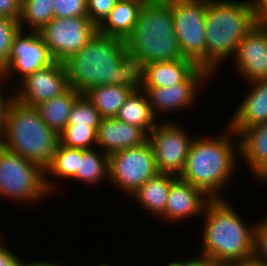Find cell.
Returning <instances> with one entry per match:
<instances>
[{"label":"cell","instance_id":"1","mask_svg":"<svg viewBox=\"0 0 267 266\" xmlns=\"http://www.w3.org/2000/svg\"><path fill=\"white\" fill-rule=\"evenodd\" d=\"M225 128L223 135L194 137L185 168L179 176L201 190L209 199H224L223 190H226L224 188L228 187L237 171V157L240 155L239 141L235 139L238 135L228 125Z\"/></svg>","mask_w":267,"mask_h":266},{"label":"cell","instance_id":"2","mask_svg":"<svg viewBox=\"0 0 267 266\" xmlns=\"http://www.w3.org/2000/svg\"><path fill=\"white\" fill-rule=\"evenodd\" d=\"M227 199H210L203 211L202 248L217 266H230L253 255L256 224L244 222ZM247 224V225H246Z\"/></svg>","mask_w":267,"mask_h":266},{"label":"cell","instance_id":"3","mask_svg":"<svg viewBox=\"0 0 267 266\" xmlns=\"http://www.w3.org/2000/svg\"><path fill=\"white\" fill-rule=\"evenodd\" d=\"M255 23L251 0H207L206 70L212 76L226 58L235 56L239 43Z\"/></svg>","mask_w":267,"mask_h":266},{"label":"cell","instance_id":"4","mask_svg":"<svg viewBox=\"0 0 267 266\" xmlns=\"http://www.w3.org/2000/svg\"><path fill=\"white\" fill-rule=\"evenodd\" d=\"M125 48V40L97 31L81 50L64 61L70 87L84 94L99 85L124 86L120 56Z\"/></svg>","mask_w":267,"mask_h":266},{"label":"cell","instance_id":"5","mask_svg":"<svg viewBox=\"0 0 267 266\" xmlns=\"http://www.w3.org/2000/svg\"><path fill=\"white\" fill-rule=\"evenodd\" d=\"M60 143L59 134L48 127L34 106L13 98L7 111L6 130L0 144L46 170Z\"/></svg>","mask_w":267,"mask_h":266},{"label":"cell","instance_id":"6","mask_svg":"<svg viewBox=\"0 0 267 266\" xmlns=\"http://www.w3.org/2000/svg\"><path fill=\"white\" fill-rule=\"evenodd\" d=\"M125 44L147 64L184 58L175 35L171 3L146 0Z\"/></svg>","mask_w":267,"mask_h":266},{"label":"cell","instance_id":"7","mask_svg":"<svg viewBox=\"0 0 267 266\" xmlns=\"http://www.w3.org/2000/svg\"><path fill=\"white\" fill-rule=\"evenodd\" d=\"M46 195L45 171L0 144V197L37 203Z\"/></svg>","mask_w":267,"mask_h":266},{"label":"cell","instance_id":"8","mask_svg":"<svg viewBox=\"0 0 267 266\" xmlns=\"http://www.w3.org/2000/svg\"><path fill=\"white\" fill-rule=\"evenodd\" d=\"M175 35L184 58L206 70L205 13L207 0H168Z\"/></svg>","mask_w":267,"mask_h":266},{"label":"cell","instance_id":"9","mask_svg":"<svg viewBox=\"0 0 267 266\" xmlns=\"http://www.w3.org/2000/svg\"><path fill=\"white\" fill-rule=\"evenodd\" d=\"M158 173L154 152L148 140L140 146L109 155L108 182L130 197Z\"/></svg>","mask_w":267,"mask_h":266},{"label":"cell","instance_id":"10","mask_svg":"<svg viewBox=\"0 0 267 266\" xmlns=\"http://www.w3.org/2000/svg\"><path fill=\"white\" fill-rule=\"evenodd\" d=\"M171 121L157 122L148 133V141L154 152L157 171L179 177L194 137H190L191 134L180 123Z\"/></svg>","mask_w":267,"mask_h":266},{"label":"cell","instance_id":"11","mask_svg":"<svg viewBox=\"0 0 267 266\" xmlns=\"http://www.w3.org/2000/svg\"><path fill=\"white\" fill-rule=\"evenodd\" d=\"M97 31L88 16H77L52 18L39 32L53 60L64 62L81 50Z\"/></svg>","mask_w":267,"mask_h":266},{"label":"cell","instance_id":"12","mask_svg":"<svg viewBox=\"0 0 267 266\" xmlns=\"http://www.w3.org/2000/svg\"><path fill=\"white\" fill-rule=\"evenodd\" d=\"M19 83L12 87L14 98L34 107L63 94L70 88L67 70L64 62L61 61H54L49 66L28 75L21 84Z\"/></svg>","mask_w":267,"mask_h":266},{"label":"cell","instance_id":"13","mask_svg":"<svg viewBox=\"0 0 267 266\" xmlns=\"http://www.w3.org/2000/svg\"><path fill=\"white\" fill-rule=\"evenodd\" d=\"M23 31L20 29L12 42L8 64L4 69L7 82L15 73V76L19 73L21 81L54 62L40 32Z\"/></svg>","mask_w":267,"mask_h":266},{"label":"cell","instance_id":"14","mask_svg":"<svg viewBox=\"0 0 267 266\" xmlns=\"http://www.w3.org/2000/svg\"><path fill=\"white\" fill-rule=\"evenodd\" d=\"M233 58L235 68L246 82L267 80V24L255 23Z\"/></svg>","mask_w":267,"mask_h":266},{"label":"cell","instance_id":"15","mask_svg":"<svg viewBox=\"0 0 267 266\" xmlns=\"http://www.w3.org/2000/svg\"><path fill=\"white\" fill-rule=\"evenodd\" d=\"M212 76L193 61L181 58L147 64L145 88L171 87L180 83H206ZM211 78V79H210ZM207 81V82H206Z\"/></svg>","mask_w":267,"mask_h":266},{"label":"cell","instance_id":"16","mask_svg":"<svg viewBox=\"0 0 267 266\" xmlns=\"http://www.w3.org/2000/svg\"><path fill=\"white\" fill-rule=\"evenodd\" d=\"M210 199L189 182L177 178L169 189V195L165 206V213L161 216L166 221L176 223L203 215L206 204Z\"/></svg>","mask_w":267,"mask_h":266},{"label":"cell","instance_id":"17","mask_svg":"<svg viewBox=\"0 0 267 266\" xmlns=\"http://www.w3.org/2000/svg\"><path fill=\"white\" fill-rule=\"evenodd\" d=\"M239 140V157L246 161L257 182H267V122L248 128H231Z\"/></svg>","mask_w":267,"mask_h":266},{"label":"cell","instance_id":"18","mask_svg":"<svg viewBox=\"0 0 267 266\" xmlns=\"http://www.w3.org/2000/svg\"><path fill=\"white\" fill-rule=\"evenodd\" d=\"M148 135L139 127L113 118H102L97 128L96 145L108 156L144 144Z\"/></svg>","mask_w":267,"mask_h":266},{"label":"cell","instance_id":"19","mask_svg":"<svg viewBox=\"0 0 267 266\" xmlns=\"http://www.w3.org/2000/svg\"><path fill=\"white\" fill-rule=\"evenodd\" d=\"M204 83H180L171 87L145 88L152 114L156 119L158 114H173L174 111H185L195 104L197 90ZM157 114V115H156Z\"/></svg>","mask_w":267,"mask_h":266},{"label":"cell","instance_id":"20","mask_svg":"<svg viewBox=\"0 0 267 266\" xmlns=\"http://www.w3.org/2000/svg\"><path fill=\"white\" fill-rule=\"evenodd\" d=\"M249 83L250 91L244 95L227 123L230 128H248L267 122V80Z\"/></svg>","mask_w":267,"mask_h":266},{"label":"cell","instance_id":"21","mask_svg":"<svg viewBox=\"0 0 267 266\" xmlns=\"http://www.w3.org/2000/svg\"><path fill=\"white\" fill-rule=\"evenodd\" d=\"M146 0H117L106 19L97 27L100 34L125 40L133 31Z\"/></svg>","mask_w":267,"mask_h":266},{"label":"cell","instance_id":"22","mask_svg":"<svg viewBox=\"0 0 267 266\" xmlns=\"http://www.w3.org/2000/svg\"><path fill=\"white\" fill-rule=\"evenodd\" d=\"M177 178L172 174L158 173L144 183L131 198H135L138 205H141L147 213L161 218L165 213L169 189Z\"/></svg>","mask_w":267,"mask_h":266},{"label":"cell","instance_id":"23","mask_svg":"<svg viewBox=\"0 0 267 266\" xmlns=\"http://www.w3.org/2000/svg\"><path fill=\"white\" fill-rule=\"evenodd\" d=\"M81 95L70 87L63 94L42 102L35 107L45 124L60 135L67 126L74 102Z\"/></svg>","mask_w":267,"mask_h":266},{"label":"cell","instance_id":"24","mask_svg":"<svg viewBox=\"0 0 267 266\" xmlns=\"http://www.w3.org/2000/svg\"><path fill=\"white\" fill-rule=\"evenodd\" d=\"M123 123L141 128L147 135L157 124L144 90L132 91L115 117Z\"/></svg>","mask_w":267,"mask_h":266},{"label":"cell","instance_id":"25","mask_svg":"<svg viewBox=\"0 0 267 266\" xmlns=\"http://www.w3.org/2000/svg\"><path fill=\"white\" fill-rule=\"evenodd\" d=\"M131 92L125 86L109 84L92 87L84 96L95 106L102 118H113Z\"/></svg>","mask_w":267,"mask_h":266},{"label":"cell","instance_id":"26","mask_svg":"<svg viewBox=\"0 0 267 266\" xmlns=\"http://www.w3.org/2000/svg\"><path fill=\"white\" fill-rule=\"evenodd\" d=\"M80 159H83V149L68 148L59 143L51 164L45 170V186L50 194H54L57 189L54 185L56 183L50 179L51 175L59 179H72L79 171Z\"/></svg>","mask_w":267,"mask_h":266},{"label":"cell","instance_id":"27","mask_svg":"<svg viewBox=\"0 0 267 266\" xmlns=\"http://www.w3.org/2000/svg\"><path fill=\"white\" fill-rule=\"evenodd\" d=\"M98 150V151H97ZM98 148L84 150L83 159H80L79 171L72 178L87 185H99L109 180V156Z\"/></svg>","mask_w":267,"mask_h":266},{"label":"cell","instance_id":"28","mask_svg":"<svg viewBox=\"0 0 267 266\" xmlns=\"http://www.w3.org/2000/svg\"><path fill=\"white\" fill-rule=\"evenodd\" d=\"M53 4L54 0H21L19 27L26 30L29 25L30 31H41L53 18Z\"/></svg>","mask_w":267,"mask_h":266},{"label":"cell","instance_id":"29","mask_svg":"<svg viewBox=\"0 0 267 266\" xmlns=\"http://www.w3.org/2000/svg\"><path fill=\"white\" fill-rule=\"evenodd\" d=\"M120 64L123 68L124 86L131 91L145 89L147 63L127 47L122 51Z\"/></svg>","mask_w":267,"mask_h":266},{"label":"cell","instance_id":"30","mask_svg":"<svg viewBox=\"0 0 267 266\" xmlns=\"http://www.w3.org/2000/svg\"><path fill=\"white\" fill-rule=\"evenodd\" d=\"M96 134L97 128L67 125L59 135L60 144L68 148L94 149Z\"/></svg>","mask_w":267,"mask_h":266},{"label":"cell","instance_id":"31","mask_svg":"<svg viewBox=\"0 0 267 266\" xmlns=\"http://www.w3.org/2000/svg\"><path fill=\"white\" fill-rule=\"evenodd\" d=\"M101 119L95 106L82 94L74 102L67 125L98 128Z\"/></svg>","mask_w":267,"mask_h":266},{"label":"cell","instance_id":"32","mask_svg":"<svg viewBox=\"0 0 267 266\" xmlns=\"http://www.w3.org/2000/svg\"><path fill=\"white\" fill-rule=\"evenodd\" d=\"M20 29L18 20L0 15V69L8 64L13 39Z\"/></svg>","mask_w":267,"mask_h":266},{"label":"cell","instance_id":"33","mask_svg":"<svg viewBox=\"0 0 267 266\" xmlns=\"http://www.w3.org/2000/svg\"><path fill=\"white\" fill-rule=\"evenodd\" d=\"M87 16V0H54L53 18Z\"/></svg>","mask_w":267,"mask_h":266},{"label":"cell","instance_id":"34","mask_svg":"<svg viewBox=\"0 0 267 266\" xmlns=\"http://www.w3.org/2000/svg\"><path fill=\"white\" fill-rule=\"evenodd\" d=\"M117 0H87V16L97 27L106 19Z\"/></svg>","mask_w":267,"mask_h":266},{"label":"cell","instance_id":"35","mask_svg":"<svg viewBox=\"0 0 267 266\" xmlns=\"http://www.w3.org/2000/svg\"><path fill=\"white\" fill-rule=\"evenodd\" d=\"M253 255L267 264V223L264 220L255 228Z\"/></svg>","mask_w":267,"mask_h":266},{"label":"cell","instance_id":"36","mask_svg":"<svg viewBox=\"0 0 267 266\" xmlns=\"http://www.w3.org/2000/svg\"><path fill=\"white\" fill-rule=\"evenodd\" d=\"M2 235L0 233V266H21L23 260L4 245Z\"/></svg>","mask_w":267,"mask_h":266},{"label":"cell","instance_id":"37","mask_svg":"<svg viewBox=\"0 0 267 266\" xmlns=\"http://www.w3.org/2000/svg\"><path fill=\"white\" fill-rule=\"evenodd\" d=\"M21 13V0H0V15L18 20Z\"/></svg>","mask_w":267,"mask_h":266},{"label":"cell","instance_id":"38","mask_svg":"<svg viewBox=\"0 0 267 266\" xmlns=\"http://www.w3.org/2000/svg\"><path fill=\"white\" fill-rule=\"evenodd\" d=\"M9 92H11L12 96L9 93V96L8 95L6 97L4 96L0 100V140L3 138L4 132L6 130L8 107L14 98V90L10 88Z\"/></svg>","mask_w":267,"mask_h":266},{"label":"cell","instance_id":"39","mask_svg":"<svg viewBox=\"0 0 267 266\" xmlns=\"http://www.w3.org/2000/svg\"><path fill=\"white\" fill-rule=\"evenodd\" d=\"M199 256V257H198ZM197 257H194L193 259L188 260H180V261H172L168 263V266H217L215 263H213L211 260L206 258L205 256L198 255Z\"/></svg>","mask_w":267,"mask_h":266},{"label":"cell","instance_id":"40","mask_svg":"<svg viewBox=\"0 0 267 266\" xmlns=\"http://www.w3.org/2000/svg\"><path fill=\"white\" fill-rule=\"evenodd\" d=\"M256 23L267 24V0H251Z\"/></svg>","mask_w":267,"mask_h":266},{"label":"cell","instance_id":"41","mask_svg":"<svg viewBox=\"0 0 267 266\" xmlns=\"http://www.w3.org/2000/svg\"><path fill=\"white\" fill-rule=\"evenodd\" d=\"M230 266H267V264L252 255L240 261L234 262Z\"/></svg>","mask_w":267,"mask_h":266},{"label":"cell","instance_id":"42","mask_svg":"<svg viewBox=\"0 0 267 266\" xmlns=\"http://www.w3.org/2000/svg\"><path fill=\"white\" fill-rule=\"evenodd\" d=\"M21 266H61V265H59L58 264V262L56 263H54V262H49V261H33V262H31V261H24V259H23V261H22V263H21Z\"/></svg>","mask_w":267,"mask_h":266},{"label":"cell","instance_id":"43","mask_svg":"<svg viewBox=\"0 0 267 266\" xmlns=\"http://www.w3.org/2000/svg\"><path fill=\"white\" fill-rule=\"evenodd\" d=\"M2 81H3V84L6 83L5 81H7V77H6V73L4 72L3 69H0V100L6 96L3 92V87L2 86ZM3 92V93H2ZM4 94V95H3Z\"/></svg>","mask_w":267,"mask_h":266},{"label":"cell","instance_id":"44","mask_svg":"<svg viewBox=\"0 0 267 266\" xmlns=\"http://www.w3.org/2000/svg\"><path fill=\"white\" fill-rule=\"evenodd\" d=\"M99 266H110V265H108L107 263L106 264L101 263Z\"/></svg>","mask_w":267,"mask_h":266}]
</instances>
